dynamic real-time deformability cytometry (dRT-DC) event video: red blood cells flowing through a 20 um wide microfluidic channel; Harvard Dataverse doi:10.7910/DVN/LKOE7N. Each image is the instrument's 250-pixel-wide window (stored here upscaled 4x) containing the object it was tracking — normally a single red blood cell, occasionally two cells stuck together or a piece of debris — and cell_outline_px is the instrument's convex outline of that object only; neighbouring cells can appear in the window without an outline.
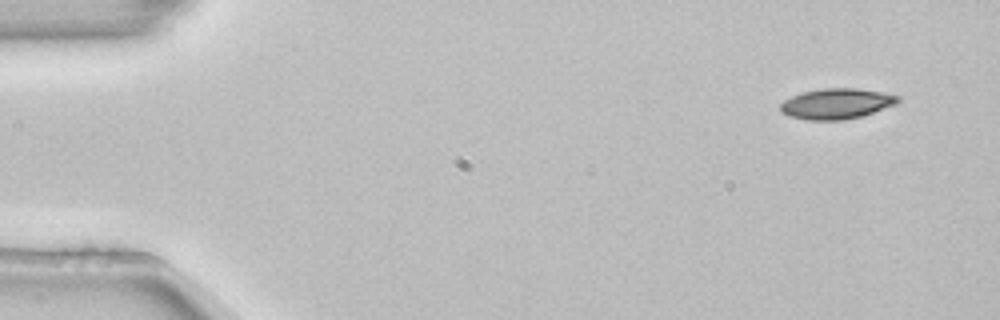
{"species": "common noctule bat (a hibernating species)", "species_latin": "Nyctalus noctula", "temperature_condition": "room temperature", "stored_images_in_passage": 5, "segment_of_instrument_passage": [1, 2], "camera_frame_rate_fps": 3000, "um_per_image_px": 0.085, "animal": {"sex": "female", "body_mass_g": 22.7, "forearm_length_mm": 54.2}, "frame": {"image": 1, "passage_image": 1, "time_ms": 0.0, "image_size_px": [1000, 320], "cell_outline_px": [[900, 100], [896, 104], [860, 116], [844, 120], [804, 120], [788, 116], [780, 112], [780, 104], [784, 100], [792, 96], [804, 92], [824, 88], [856, 88], [880, 92], [900, 96]], "centroid_in_image_um": [71.06, 8.82], "position_along_channel_um": 13.9, "area_um2": 20.81}}
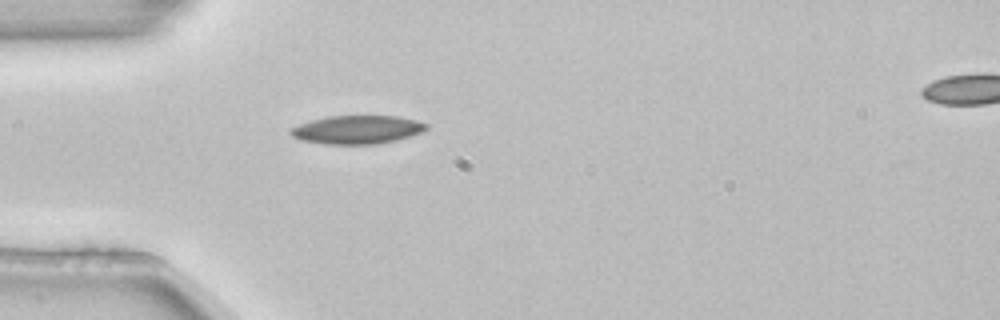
{"frame": {"image": 2, "passage_image": 4, "time_ms": 1.0, "image_size_px": [1000, 320], "cell_outline_px": [[428, 128], [420, 132], [396, 140], [376, 144], [324, 144], [300, 140], [292, 136], [288, 132], [288, 128], [312, 120], [328, 116], [396, 116], [416, 120], [428, 124]], "centroid_in_image_um": [30.31, 11.02], "position_along_channel_um": 54.7, "area_um2": 22.43}}